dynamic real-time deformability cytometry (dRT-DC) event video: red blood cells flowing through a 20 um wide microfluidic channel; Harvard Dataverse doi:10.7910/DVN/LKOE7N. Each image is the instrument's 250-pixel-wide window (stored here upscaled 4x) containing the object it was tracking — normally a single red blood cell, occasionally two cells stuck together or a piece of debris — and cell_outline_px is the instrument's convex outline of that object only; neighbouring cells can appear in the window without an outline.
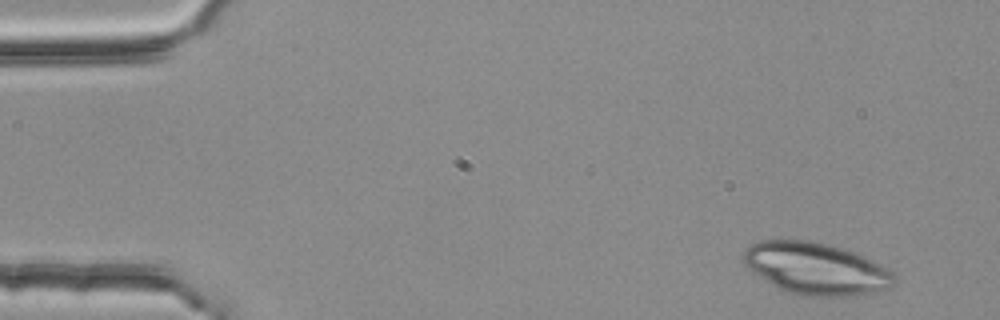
{"species": "common noctule bat (a hibernating species)", "species_latin": "Nyctalus noctula", "temperature_condition": "room temperature", "stored_images_in_passage": 3, "camera_frame_rate_fps": 3000, "um_per_image_px": 0.085, "animal": {"sex": "female", "body_mass_g": 25.1}, "frame": {"image": 1, "passage_image": 1, "time_ms": 0.0, "image_size_px": [1000, 320], "cell_outline_px": [[896, 284], [892, 288], [856, 296], [804, 296], [788, 292], [772, 284], [748, 268], [744, 264], [740, 256], [752, 244], [760, 240], [808, 240], [856, 252], [888, 268], [896, 276]], "centroid_in_image_um": [69.4, 22.84], "position_along_channel_um": 15.6, "area_um2": 45.72}}